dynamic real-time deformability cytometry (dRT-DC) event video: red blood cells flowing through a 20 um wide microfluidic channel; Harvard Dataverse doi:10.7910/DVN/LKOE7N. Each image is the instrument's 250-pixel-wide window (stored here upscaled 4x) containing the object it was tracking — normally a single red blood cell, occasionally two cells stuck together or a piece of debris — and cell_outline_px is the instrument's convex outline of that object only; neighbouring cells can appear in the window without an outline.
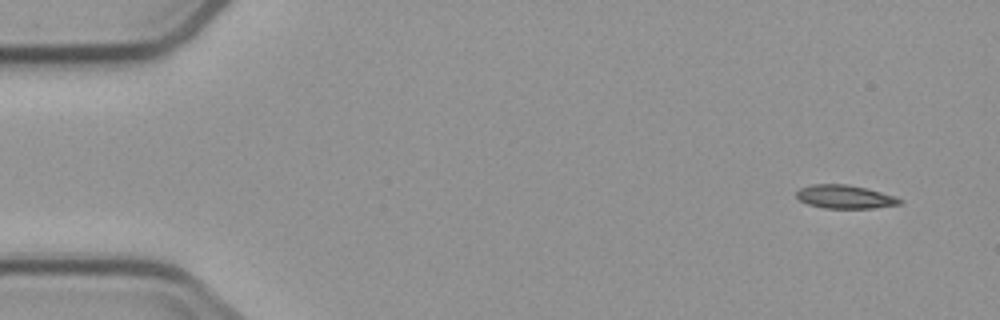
{"species": "common noctule bat (a hibernating species)", "species_latin": "Nyctalus noctula", "temperature_condition": "cold", "stored_images_in_passage": 4, "camera_frame_rate_fps": 3000, "um_per_image_px": 0.085, "animal": {"sex": "male", "body_mass_g": 23.1, "forearm_length_mm": 52.7}, "frame": {"image": 1, "passage_image": 1, "time_ms": 0.0, "image_size_px": [1000, 320], "cell_outline_px": [[904, 200], [900, 204], [872, 208], [824, 208], [808, 204], [800, 200], [796, 196], [796, 192], [800, 188], [812, 184], [848, 184], [868, 188], [896, 196]], "centroid_in_image_um": [71.84, 16.72], "position_along_channel_um": 13.2, "area_um2": 14.22}}
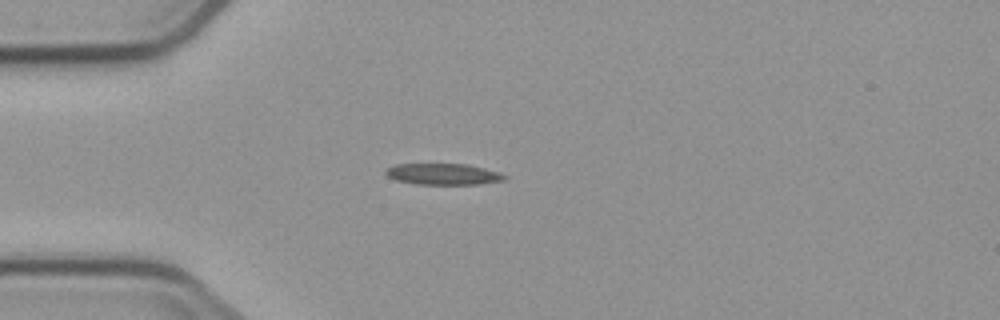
{"frame": {"image": 2, "passage_image": 4, "time_ms": 3.667, "image_size_px": [1000, 320], "cell_outline_px": [[508, 176], [504, 180], [480, 184], [416, 184], [396, 180], [388, 176], [384, 172], [388, 168], [396, 164], [468, 164], [500, 172]], "centroid_in_image_um": [37.7, 14.8], "position_along_channel_um": 47.3, "area_um2": 14.68}}